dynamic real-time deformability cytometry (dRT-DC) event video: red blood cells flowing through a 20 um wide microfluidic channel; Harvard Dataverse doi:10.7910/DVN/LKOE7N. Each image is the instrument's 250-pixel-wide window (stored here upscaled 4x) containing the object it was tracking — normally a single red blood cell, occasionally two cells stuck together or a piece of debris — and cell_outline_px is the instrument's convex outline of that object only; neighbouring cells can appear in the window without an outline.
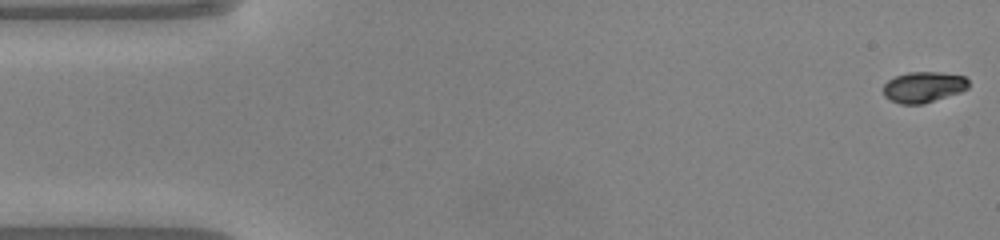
{"species": "common noctule bat (a hibernating species)", "species_latin": "Nyctalus noctula", "temperature_condition": "warm", "stored_images_in_passage": 49, "camera_frame_rate_fps": 3000, "um_per_image_px": 0.085, "animal": {"sex": "male", "body_mass_g": 20.0, "forearm_length_mm": 53.3}, "frame": {"image": 1, "passage_image": 1, "time_ms": 0.0, "image_size_px": [1000, 240], "cell_outline_px": [[968, 88], [960, 92], [924, 104], [900, 104], [884, 96], [884, 84], [888, 80], [896, 76], [908, 72], [940, 72], [964, 76], [968, 80]], "centroid_in_image_um": [78.5, 7.4], "position_along_channel_um": 6.5, "area_um2": 15.26}}
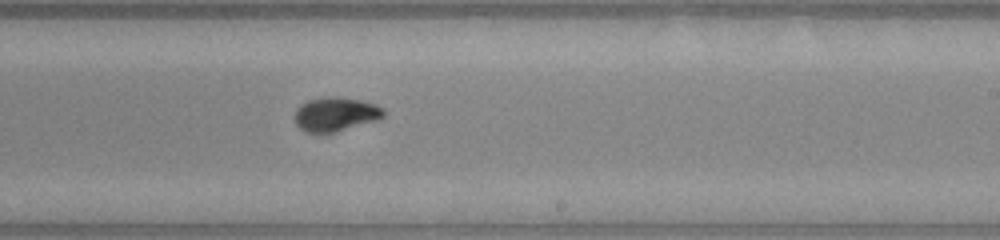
{"frame": {"image": 2, "passage_image": 29, "time_ms": 9.333, "image_size_px": [1000, 240], "cell_outline_px": [[384, 116], [376, 120], [336, 132], [320, 136], [304, 132], [296, 124], [296, 108], [300, 104], [308, 100], [328, 96], [336, 96], [360, 100], [376, 104], [384, 108]], "centroid_in_image_um": [28.49, 9.74], "position_along_channel_um": 260.5, "area_um2": 18.03}}
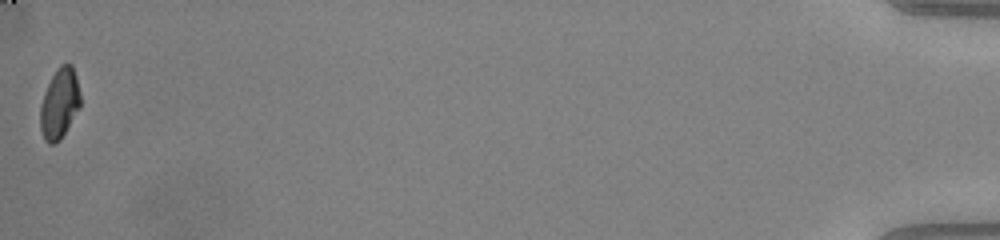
{"frame": {"image": 3, "passage_image": 49, "time_ms": 16.0, "image_size_px": [1000, 240], "cell_outline_px": [[80, 108], [60, 140], [52, 144], [48, 144], [44, 140], [40, 128], [40, 104], [44, 92], [56, 68], [60, 64], [72, 64], [76, 76], [80, 92]], "centroid_in_image_um": [5.05, 8.8], "position_along_channel_um": 430.1, "area_um2": 16.59}, "authors_computed_cell_mechanics": {"area_um2": 16.9932, "velocity_mm_per_s": 4.1141, "shape_relaxation_time_tau1_ms": 2.8778, "shape_relaxation_time_tau2_ms": 0.8488, "deformation_change_tau1": 0.1902, "deformation_change_tau2": 0.0408}}